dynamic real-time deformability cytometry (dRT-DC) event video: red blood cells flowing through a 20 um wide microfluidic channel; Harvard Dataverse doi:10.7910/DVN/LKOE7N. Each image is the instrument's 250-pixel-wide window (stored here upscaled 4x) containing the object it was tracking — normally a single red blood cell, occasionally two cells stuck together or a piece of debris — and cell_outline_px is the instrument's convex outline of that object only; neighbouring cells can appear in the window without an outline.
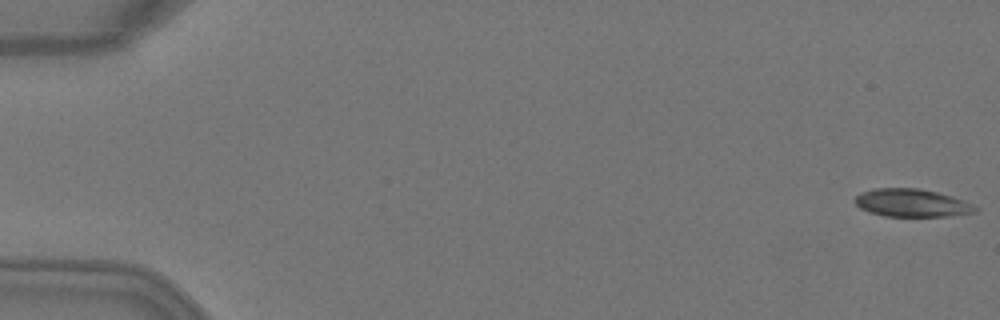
{"species": "Egyptian fruit bat (a non-hibernating species)", "species_latin": "Rousettus aegyptiacus", "temperature_condition": "warm", "stored_images_in_passage": 6, "camera_frame_rate_fps": 3000, "um_per_image_px": 0.085, "animal": {"sex": "female"}, "frame": {"image": 1, "passage_image": 1, "time_ms": 0.0, "image_size_px": [1000, 320], "cell_outline_px": [[980, 208], [976, 212], [952, 216], [884, 216], [868, 212], [860, 208], [856, 204], [856, 196], [860, 192], [872, 188], [916, 188], [936, 192], [952, 196], [964, 200]], "centroid_in_image_um": [77.51, 17.25], "position_along_channel_um": 7.5, "area_um2": 19.65}}
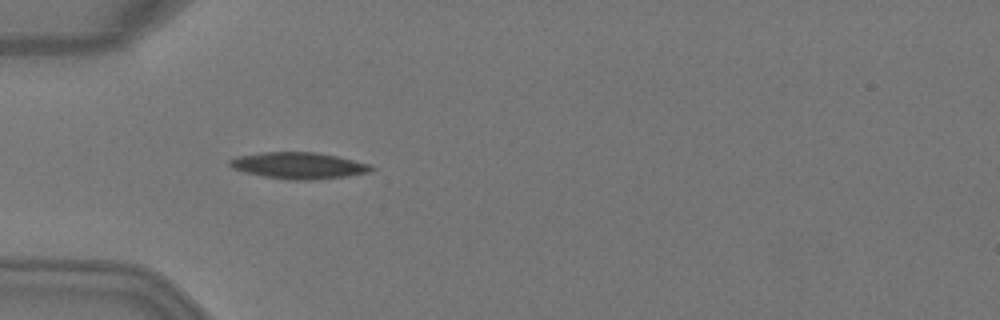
{"frame": {"image": 2, "passage_image": 5, "time_ms": 1.333, "image_size_px": [1000, 320], "cell_outline_px": [[376, 168], [372, 172], [348, 176], [308, 180], [288, 180], [264, 176], [244, 172], [232, 168], [228, 164], [228, 160], [236, 156], [260, 152], [316, 152], [336, 156], [372, 164]], "centroid_in_image_um": [25.4, 14.07], "position_along_channel_um": 59.6, "area_um2": 22.08}}
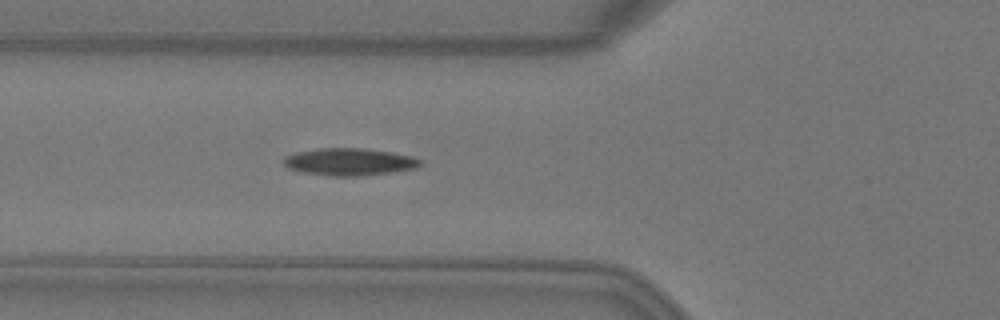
{"frame": {"image": 3, "passage_image": 6, "time_ms": 1.667, "image_size_px": [1000, 320], "cell_outline_px": [[424, 164], [416, 168], [396, 172], [364, 176], [332, 176], [304, 172], [288, 168], [280, 160], [284, 156], [296, 152], [320, 148], [364, 148], [392, 152], [412, 156], [420, 160]], "centroid_in_image_um": [29.72, 13.76], "position_along_channel_um": 96.1, "area_um2": 22.02}}